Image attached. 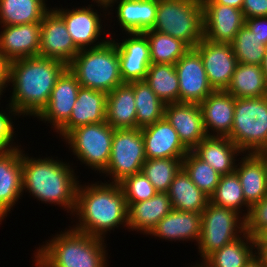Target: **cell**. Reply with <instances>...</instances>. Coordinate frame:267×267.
<instances>
[{"instance_id":"1","label":"cell","mask_w":267,"mask_h":267,"mask_svg":"<svg viewBox=\"0 0 267 267\" xmlns=\"http://www.w3.org/2000/svg\"><path fill=\"white\" fill-rule=\"evenodd\" d=\"M66 68L64 62L40 56L11 61L9 85L13 90L9 105L19 116L37 117L48 105L56 81Z\"/></svg>"},{"instance_id":"2","label":"cell","mask_w":267,"mask_h":267,"mask_svg":"<svg viewBox=\"0 0 267 267\" xmlns=\"http://www.w3.org/2000/svg\"><path fill=\"white\" fill-rule=\"evenodd\" d=\"M108 182L78 185L76 206L71 215H76L78 222L72 228L102 239L108 231L121 225L128 229L125 196L119 183Z\"/></svg>"},{"instance_id":"3","label":"cell","mask_w":267,"mask_h":267,"mask_svg":"<svg viewBox=\"0 0 267 267\" xmlns=\"http://www.w3.org/2000/svg\"><path fill=\"white\" fill-rule=\"evenodd\" d=\"M74 169L54 158H33L22 150V189L46 204L63 207L73 214L79 180Z\"/></svg>"},{"instance_id":"4","label":"cell","mask_w":267,"mask_h":267,"mask_svg":"<svg viewBox=\"0 0 267 267\" xmlns=\"http://www.w3.org/2000/svg\"><path fill=\"white\" fill-rule=\"evenodd\" d=\"M53 236L37 248L35 267H108L104 239L71 227Z\"/></svg>"},{"instance_id":"5","label":"cell","mask_w":267,"mask_h":267,"mask_svg":"<svg viewBox=\"0 0 267 267\" xmlns=\"http://www.w3.org/2000/svg\"><path fill=\"white\" fill-rule=\"evenodd\" d=\"M67 67L84 88L108 94L123 84L118 50L112 39L98 47L80 50Z\"/></svg>"},{"instance_id":"6","label":"cell","mask_w":267,"mask_h":267,"mask_svg":"<svg viewBox=\"0 0 267 267\" xmlns=\"http://www.w3.org/2000/svg\"><path fill=\"white\" fill-rule=\"evenodd\" d=\"M152 30L169 34L194 48L203 35L201 0H158Z\"/></svg>"},{"instance_id":"7","label":"cell","mask_w":267,"mask_h":267,"mask_svg":"<svg viewBox=\"0 0 267 267\" xmlns=\"http://www.w3.org/2000/svg\"><path fill=\"white\" fill-rule=\"evenodd\" d=\"M227 137L243 154L267 149V96L236 98L232 130Z\"/></svg>"},{"instance_id":"8","label":"cell","mask_w":267,"mask_h":267,"mask_svg":"<svg viewBox=\"0 0 267 267\" xmlns=\"http://www.w3.org/2000/svg\"><path fill=\"white\" fill-rule=\"evenodd\" d=\"M245 218L232 209L210 201L201 213V232L198 251L202 262L214 251L221 249L245 234Z\"/></svg>"},{"instance_id":"9","label":"cell","mask_w":267,"mask_h":267,"mask_svg":"<svg viewBox=\"0 0 267 267\" xmlns=\"http://www.w3.org/2000/svg\"><path fill=\"white\" fill-rule=\"evenodd\" d=\"M114 130L106 121L87 124L71 130L63 139L80 162L101 173L109 163Z\"/></svg>"},{"instance_id":"10","label":"cell","mask_w":267,"mask_h":267,"mask_svg":"<svg viewBox=\"0 0 267 267\" xmlns=\"http://www.w3.org/2000/svg\"><path fill=\"white\" fill-rule=\"evenodd\" d=\"M147 157L140 128L115 129L109 163L102 172L119 183L124 178L141 172Z\"/></svg>"},{"instance_id":"11","label":"cell","mask_w":267,"mask_h":267,"mask_svg":"<svg viewBox=\"0 0 267 267\" xmlns=\"http://www.w3.org/2000/svg\"><path fill=\"white\" fill-rule=\"evenodd\" d=\"M174 65L179 81V103L200 104L214 91L195 48H190Z\"/></svg>"},{"instance_id":"12","label":"cell","mask_w":267,"mask_h":267,"mask_svg":"<svg viewBox=\"0 0 267 267\" xmlns=\"http://www.w3.org/2000/svg\"><path fill=\"white\" fill-rule=\"evenodd\" d=\"M92 7V4L71 10L63 9V7H59V9L53 7L65 21L67 31L79 50L98 47L110 39L104 38V40L96 42L100 39L102 32L104 35L105 30L102 28V18L100 17L103 14L100 13L99 15V12Z\"/></svg>"},{"instance_id":"13","label":"cell","mask_w":267,"mask_h":267,"mask_svg":"<svg viewBox=\"0 0 267 267\" xmlns=\"http://www.w3.org/2000/svg\"><path fill=\"white\" fill-rule=\"evenodd\" d=\"M194 48L201 55L207 79L213 90H226L238 63L232 45L215 43L203 37Z\"/></svg>"},{"instance_id":"14","label":"cell","mask_w":267,"mask_h":267,"mask_svg":"<svg viewBox=\"0 0 267 267\" xmlns=\"http://www.w3.org/2000/svg\"><path fill=\"white\" fill-rule=\"evenodd\" d=\"M79 51L67 31L63 18L50 8L41 21L38 56L56 59L68 65Z\"/></svg>"},{"instance_id":"15","label":"cell","mask_w":267,"mask_h":267,"mask_svg":"<svg viewBox=\"0 0 267 267\" xmlns=\"http://www.w3.org/2000/svg\"><path fill=\"white\" fill-rule=\"evenodd\" d=\"M203 35L215 43L231 44L245 24L241 9L218 3H202Z\"/></svg>"},{"instance_id":"16","label":"cell","mask_w":267,"mask_h":267,"mask_svg":"<svg viewBox=\"0 0 267 267\" xmlns=\"http://www.w3.org/2000/svg\"><path fill=\"white\" fill-rule=\"evenodd\" d=\"M80 87L76 76L67 67L57 79L48 105L37 118L50 123L57 131L70 118Z\"/></svg>"},{"instance_id":"17","label":"cell","mask_w":267,"mask_h":267,"mask_svg":"<svg viewBox=\"0 0 267 267\" xmlns=\"http://www.w3.org/2000/svg\"><path fill=\"white\" fill-rule=\"evenodd\" d=\"M128 37L119 43L112 38L118 50L122 81H144L151 65L149 42L143 33H128Z\"/></svg>"},{"instance_id":"18","label":"cell","mask_w":267,"mask_h":267,"mask_svg":"<svg viewBox=\"0 0 267 267\" xmlns=\"http://www.w3.org/2000/svg\"><path fill=\"white\" fill-rule=\"evenodd\" d=\"M164 117L176 130L180 141L189 151L207 137L199 104L179 102L165 104Z\"/></svg>"},{"instance_id":"19","label":"cell","mask_w":267,"mask_h":267,"mask_svg":"<svg viewBox=\"0 0 267 267\" xmlns=\"http://www.w3.org/2000/svg\"><path fill=\"white\" fill-rule=\"evenodd\" d=\"M1 27L0 52L9 62L39 55L41 22Z\"/></svg>"},{"instance_id":"20","label":"cell","mask_w":267,"mask_h":267,"mask_svg":"<svg viewBox=\"0 0 267 267\" xmlns=\"http://www.w3.org/2000/svg\"><path fill=\"white\" fill-rule=\"evenodd\" d=\"M141 132L147 159H183L189 152L165 117L152 125L141 128Z\"/></svg>"},{"instance_id":"21","label":"cell","mask_w":267,"mask_h":267,"mask_svg":"<svg viewBox=\"0 0 267 267\" xmlns=\"http://www.w3.org/2000/svg\"><path fill=\"white\" fill-rule=\"evenodd\" d=\"M23 194L22 149L0 153V224Z\"/></svg>"},{"instance_id":"22","label":"cell","mask_w":267,"mask_h":267,"mask_svg":"<svg viewBox=\"0 0 267 267\" xmlns=\"http://www.w3.org/2000/svg\"><path fill=\"white\" fill-rule=\"evenodd\" d=\"M235 100L226 90H219L213 91L199 104L207 136L227 137L230 134Z\"/></svg>"},{"instance_id":"23","label":"cell","mask_w":267,"mask_h":267,"mask_svg":"<svg viewBox=\"0 0 267 267\" xmlns=\"http://www.w3.org/2000/svg\"><path fill=\"white\" fill-rule=\"evenodd\" d=\"M106 99L105 92L80 87L70 118L56 131L57 134L64 138L79 126L105 122Z\"/></svg>"},{"instance_id":"24","label":"cell","mask_w":267,"mask_h":267,"mask_svg":"<svg viewBox=\"0 0 267 267\" xmlns=\"http://www.w3.org/2000/svg\"><path fill=\"white\" fill-rule=\"evenodd\" d=\"M116 7L117 22L128 33H143L152 30L158 0H114L107 8Z\"/></svg>"},{"instance_id":"25","label":"cell","mask_w":267,"mask_h":267,"mask_svg":"<svg viewBox=\"0 0 267 267\" xmlns=\"http://www.w3.org/2000/svg\"><path fill=\"white\" fill-rule=\"evenodd\" d=\"M192 152L221 175L235 172V158L243 153L230 138L218 136H207Z\"/></svg>"},{"instance_id":"26","label":"cell","mask_w":267,"mask_h":267,"mask_svg":"<svg viewBox=\"0 0 267 267\" xmlns=\"http://www.w3.org/2000/svg\"><path fill=\"white\" fill-rule=\"evenodd\" d=\"M237 174L244 198L251 206L267 195V166L264 159L256 153H246L236 164Z\"/></svg>"},{"instance_id":"27","label":"cell","mask_w":267,"mask_h":267,"mask_svg":"<svg viewBox=\"0 0 267 267\" xmlns=\"http://www.w3.org/2000/svg\"><path fill=\"white\" fill-rule=\"evenodd\" d=\"M200 232L201 213L173 209L157 223L149 235L168 241L195 240L198 243Z\"/></svg>"},{"instance_id":"28","label":"cell","mask_w":267,"mask_h":267,"mask_svg":"<svg viewBox=\"0 0 267 267\" xmlns=\"http://www.w3.org/2000/svg\"><path fill=\"white\" fill-rule=\"evenodd\" d=\"M173 210L168 193L157 192L149 200L128 207V229L149 235L157 223Z\"/></svg>"},{"instance_id":"29","label":"cell","mask_w":267,"mask_h":267,"mask_svg":"<svg viewBox=\"0 0 267 267\" xmlns=\"http://www.w3.org/2000/svg\"><path fill=\"white\" fill-rule=\"evenodd\" d=\"M106 122L113 129L136 128L135 94L129 83H123L107 94Z\"/></svg>"},{"instance_id":"30","label":"cell","mask_w":267,"mask_h":267,"mask_svg":"<svg viewBox=\"0 0 267 267\" xmlns=\"http://www.w3.org/2000/svg\"><path fill=\"white\" fill-rule=\"evenodd\" d=\"M167 193L174 210L202 213L210 201L183 168L175 175Z\"/></svg>"},{"instance_id":"31","label":"cell","mask_w":267,"mask_h":267,"mask_svg":"<svg viewBox=\"0 0 267 267\" xmlns=\"http://www.w3.org/2000/svg\"><path fill=\"white\" fill-rule=\"evenodd\" d=\"M226 91L234 98L267 96V81L261 65L237 63Z\"/></svg>"},{"instance_id":"32","label":"cell","mask_w":267,"mask_h":267,"mask_svg":"<svg viewBox=\"0 0 267 267\" xmlns=\"http://www.w3.org/2000/svg\"><path fill=\"white\" fill-rule=\"evenodd\" d=\"M255 239L247 233L235 241L214 251L203 262L202 267H244L255 255Z\"/></svg>"},{"instance_id":"33","label":"cell","mask_w":267,"mask_h":267,"mask_svg":"<svg viewBox=\"0 0 267 267\" xmlns=\"http://www.w3.org/2000/svg\"><path fill=\"white\" fill-rule=\"evenodd\" d=\"M46 0H0V25L41 22L50 10Z\"/></svg>"},{"instance_id":"34","label":"cell","mask_w":267,"mask_h":267,"mask_svg":"<svg viewBox=\"0 0 267 267\" xmlns=\"http://www.w3.org/2000/svg\"><path fill=\"white\" fill-rule=\"evenodd\" d=\"M144 82L164 104L179 102V81L174 64H151Z\"/></svg>"},{"instance_id":"35","label":"cell","mask_w":267,"mask_h":267,"mask_svg":"<svg viewBox=\"0 0 267 267\" xmlns=\"http://www.w3.org/2000/svg\"><path fill=\"white\" fill-rule=\"evenodd\" d=\"M134 90L136 102V128L152 125L164 117L165 104L144 81L129 83Z\"/></svg>"},{"instance_id":"36","label":"cell","mask_w":267,"mask_h":267,"mask_svg":"<svg viewBox=\"0 0 267 267\" xmlns=\"http://www.w3.org/2000/svg\"><path fill=\"white\" fill-rule=\"evenodd\" d=\"M150 47L151 64H175L190 47L169 34L154 30L143 32Z\"/></svg>"},{"instance_id":"37","label":"cell","mask_w":267,"mask_h":267,"mask_svg":"<svg viewBox=\"0 0 267 267\" xmlns=\"http://www.w3.org/2000/svg\"><path fill=\"white\" fill-rule=\"evenodd\" d=\"M210 202L217 206L232 209L239 214H242V211H244L241 208L245 207L247 213L243 214L244 218L247 217L250 209V205L244 198L242 186L235 172L221 175L215 192L210 196Z\"/></svg>"},{"instance_id":"38","label":"cell","mask_w":267,"mask_h":267,"mask_svg":"<svg viewBox=\"0 0 267 267\" xmlns=\"http://www.w3.org/2000/svg\"><path fill=\"white\" fill-rule=\"evenodd\" d=\"M183 159H146L141 172L150 180L157 192L167 193L175 175L182 168Z\"/></svg>"},{"instance_id":"39","label":"cell","mask_w":267,"mask_h":267,"mask_svg":"<svg viewBox=\"0 0 267 267\" xmlns=\"http://www.w3.org/2000/svg\"><path fill=\"white\" fill-rule=\"evenodd\" d=\"M182 168L192 182L209 197L215 192L221 174L215 171L208 163L189 151L182 160Z\"/></svg>"},{"instance_id":"40","label":"cell","mask_w":267,"mask_h":267,"mask_svg":"<svg viewBox=\"0 0 267 267\" xmlns=\"http://www.w3.org/2000/svg\"><path fill=\"white\" fill-rule=\"evenodd\" d=\"M231 45L238 63L262 64L266 46L246 24L237 32Z\"/></svg>"},{"instance_id":"41","label":"cell","mask_w":267,"mask_h":267,"mask_svg":"<svg viewBox=\"0 0 267 267\" xmlns=\"http://www.w3.org/2000/svg\"><path fill=\"white\" fill-rule=\"evenodd\" d=\"M119 185L128 207L132 203L149 200L157 193L150 180L142 172L124 178Z\"/></svg>"},{"instance_id":"42","label":"cell","mask_w":267,"mask_h":267,"mask_svg":"<svg viewBox=\"0 0 267 267\" xmlns=\"http://www.w3.org/2000/svg\"><path fill=\"white\" fill-rule=\"evenodd\" d=\"M245 232L254 239L267 234V195L250 206L245 218Z\"/></svg>"},{"instance_id":"43","label":"cell","mask_w":267,"mask_h":267,"mask_svg":"<svg viewBox=\"0 0 267 267\" xmlns=\"http://www.w3.org/2000/svg\"><path fill=\"white\" fill-rule=\"evenodd\" d=\"M7 105H8V108L6 109H9L7 110L9 112V115L3 110L0 111V153L17 148V147H21V145L18 146L17 144L13 143L14 141L13 137L15 136L14 135L15 128H13L14 122L11 119L13 118L12 115L15 117L17 115L18 117L20 116L15 109H13L9 104Z\"/></svg>"},{"instance_id":"44","label":"cell","mask_w":267,"mask_h":267,"mask_svg":"<svg viewBox=\"0 0 267 267\" xmlns=\"http://www.w3.org/2000/svg\"><path fill=\"white\" fill-rule=\"evenodd\" d=\"M241 10L245 19L267 16V0H244Z\"/></svg>"},{"instance_id":"45","label":"cell","mask_w":267,"mask_h":267,"mask_svg":"<svg viewBox=\"0 0 267 267\" xmlns=\"http://www.w3.org/2000/svg\"><path fill=\"white\" fill-rule=\"evenodd\" d=\"M245 24L267 46V16L245 19Z\"/></svg>"},{"instance_id":"46","label":"cell","mask_w":267,"mask_h":267,"mask_svg":"<svg viewBox=\"0 0 267 267\" xmlns=\"http://www.w3.org/2000/svg\"><path fill=\"white\" fill-rule=\"evenodd\" d=\"M9 65H10V62L0 52V93L1 94L5 92L3 90H6V87L9 86Z\"/></svg>"},{"instance_id":"47","label":"cell","mask_w":267,"mask_h":267,"mask_svg":"<svg viewBox=\"0 0 267 267\" xmlns=\"http://www.w3.org/2000/svg\"><path fill=\"white\" fill-rule=\"evenodd\" d=\"M255 254L261 259L264 267H267V234L255 238Z\"/></svg>"},{"instance_id":"48","label":"cell","mask_w":267,"mask_h":267,"mask_svg":"<svg viewBox=\"0 0 267 267\" xmlns=\"http://www.w3.org/2000/svg\"><path fill=\"white\" fill-rule=\"evenodd\" d=\"M202 3H218L221 5L235 7L237 9H242L244 0H201Z\"/></svg>"},{"instance_id":"49","label":"cell","mask_w":267,"mask_h":267,"mask_svg":"<svg viewBox=\"0 0 267 267\" xmlns=\"http://www.w3.org/2000/svg\"><path fill=\"white\" fill-rule=\"evenodd\" d=\"M244 267H264L261 259L255 254L249 261L245 264Z\"/></svg>"},{"instance_id":"50","label":"cell","mask_w":267,"mask_h":267,"mask_svg":"<svg viewBox=\"0 0 267 267\" xmlns=\"http://www.w3.org/2000/svg\"><path fill=\"white\" fill-rule=\"evenodd\" d=\"M92 1H94V3H97L96 4V6H100V8L102 7L104 10H103V12L104 11H108V16H109V14H111L110 13V11L109 10H112L113 11V9H108L107 7L114 1V0H92ZM108 9V10H107Z\"/></svg>"},{"instance_id":"51","label":"cell","mask_w":267,"mask_h":267,"mask_svg":"<svg viewBox=\"0 0 267 267\" xmlns=\"http://www.w3.org/2000/svg\"><path fill=\"white\" fill-rule=\"evenodd\" d=\"M261 68H262V71L264 73L265 79L267 81V46L265 49V54H264L263 62L261 64Z\"/></svg>"},{"instance_id":"52","label":"cell","mask_w":267,"mask_h":267,"mask_svg":"<svg viewBox=\"0 0 267 267\" xmlns=\"http://www.w3.org/2000/svg\"><path fill=\"white\" fill-rule=\"evenodd\" d=\"M265 161L267 166V149L258 153Z\"/></svg>"},{"instance_id":"53","label":"cell","mask_w":267,"mask_h":267,"mask_svg":"<svg viewBox=\"0 0 267 267\" xmlns=\"http://www.w3.org/2000/svg\"><path fill=\"white\" fill-rule=\"evenodd\" d=\"M192 267H202L199 263L196 262L195 265H193Z\"/></svg>"}]
</instances>
